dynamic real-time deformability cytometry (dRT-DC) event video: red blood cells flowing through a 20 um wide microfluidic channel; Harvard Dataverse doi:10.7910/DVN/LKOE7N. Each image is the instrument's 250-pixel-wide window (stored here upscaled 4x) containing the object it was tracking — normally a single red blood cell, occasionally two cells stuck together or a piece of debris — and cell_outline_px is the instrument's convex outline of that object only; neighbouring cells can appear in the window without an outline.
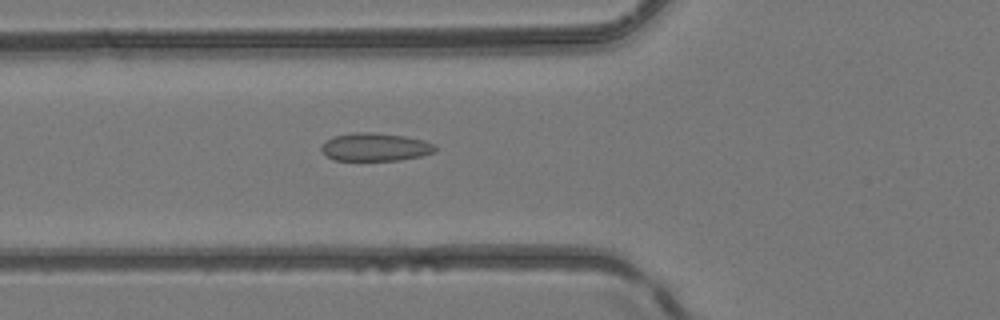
{"species": "common noctule bat (a hibernating species)", "species_latin": "Nyctalus noctula", "temperature_condition": "room temperature", "stored_images_in_passage": 35, "camera_frame_rate_fps": 3000, "um_per_image_px": 0.085, "animal": {"sex": "female", "body_mass_g": 24.6, "forearm_length_mm": 56.2}, "frame": {"image": 1, "passage_image": 4, "time_ms": 1.0, "image_size_px": [1000, 320], "cell_outline_px": [[436, 152], [420, 156], [400, 160], [332, 160], [320, 148], [332, 136], [356, 132], [372, 132], [404, 136], [424, 140], [432, 144], [436, 148]], "centroid_in_image_um": [31.9, 12.5], "position_along_channel_um": 93.9, "area_um2": 18.44}}
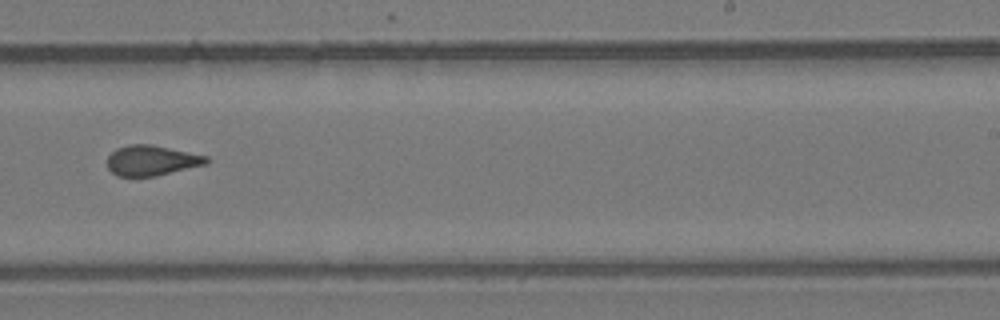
{"frame": {"image": 2, "passage_image": 17, "time_ms": 5.333, "image_size_px": [1000, 320], "cell_outline_px": [[212, 160], [208, 164], [156, 176], [116, 176], [108, 168], [108, 156], [116, 148], [128, 144], [152, 144], [208, 156]], "centroid_in_image_um": [12.93, 13.63], "position_along_channel_um": 276.1, "area_um2": 17.69}}
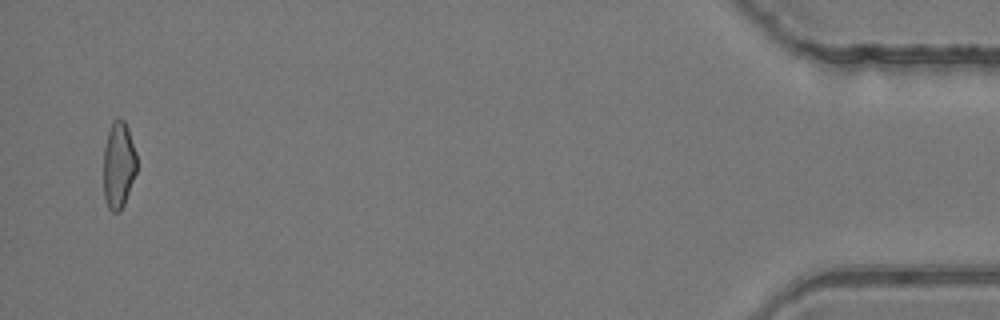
{"frame": {"image": 3, "passage_image": 34, "time_ms": 11.0, "image_size_px": [1000, 320], "cell_outline_px": [[136, 172], [124, 204], [120, 212], [112, 212], [108, 208], [104, 196], [104, 148], [108, 132], [112, 120], [120, 116], [124, 120], [128, 128], [136, 152]], "centroid_in_image_um": [10.08, 14.0], "position_along_channel_um": 425.1, "area_um2": 16.88}, "authors_computed_cell_mechanics": {"area_um2": 17.629, "velocity_mm_per_s": 4.1916, "shape_relaxation_time_tau1_ms": null, "shape_relaxation_time_tau2_ms": 1.1269, "deformation_change_tau1": null, "deformation_change_tau2": 0.0671}}